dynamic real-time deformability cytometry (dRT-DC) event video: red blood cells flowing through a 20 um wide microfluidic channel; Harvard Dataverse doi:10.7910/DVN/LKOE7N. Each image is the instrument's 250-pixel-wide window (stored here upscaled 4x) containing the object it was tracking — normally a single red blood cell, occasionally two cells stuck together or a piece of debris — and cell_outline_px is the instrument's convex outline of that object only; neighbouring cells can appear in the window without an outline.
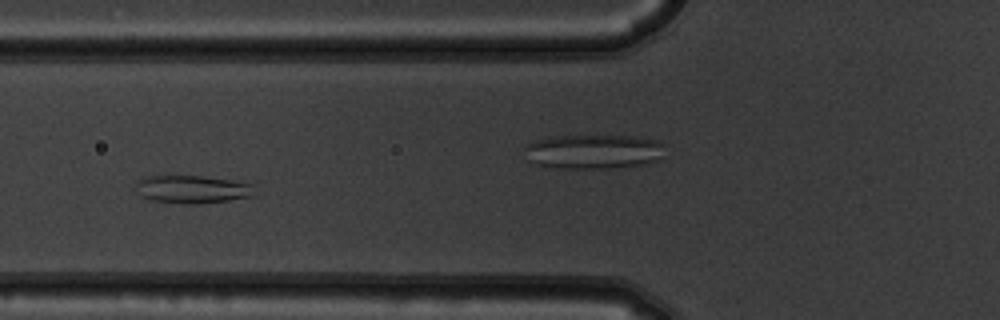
{"species": "common noctule bat (a hibernating species)", "species_latin": "Nyctalus noctula", "temperature_condition": "warm", "stored_images_in_passage": 10, "camera_frame_rate_fps": 3000, "um_per_image_px": 0.085, "animal": {"sex": "male", "body_mass_g": 19.5, "forearm_length_mm": 54.6}, "frame": {"image": 1, "passage_image": 7, "time_ms": 2.0, "image_size_px": [1000, 320], "cell_outline_px": [[252, 196], [228, 200], [196, 204], [152, 200], [140, 196], [136, 184], [136, 180], [140, 176], [200, 176], [232, 180], [252, 184]], "centroid_in_image_um": [16.28, 16.07], "position_along_channel_um": 109.5, "area_um2": 19.02}}
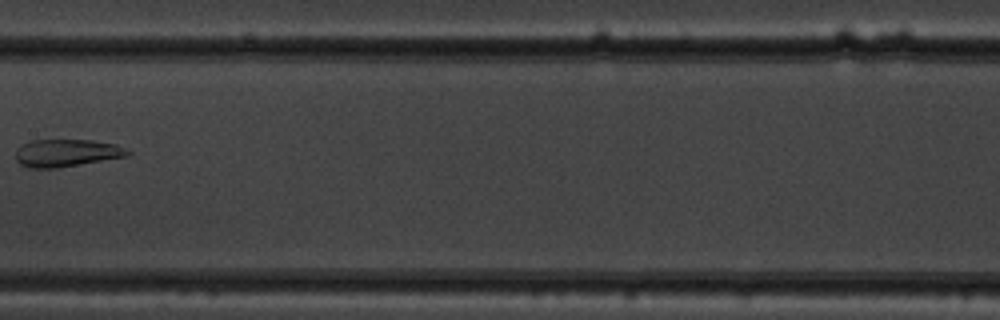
{"frame": {"image": 2, "passage_image": 9, "time_ms": 2.667, "image_size_px": [1000, 320], "cell_outline_px": [[132, 152], [128, 156], [56, 168], [28, 168], [20, 164], [16, 160], [16, 148], [20, 144], [32, 140], [92, 140], [116, 144]], "centroid_in_image_um": [5.62, 13.0], "position_along_channel_um": 201.8, "area_um2": 18.03}}